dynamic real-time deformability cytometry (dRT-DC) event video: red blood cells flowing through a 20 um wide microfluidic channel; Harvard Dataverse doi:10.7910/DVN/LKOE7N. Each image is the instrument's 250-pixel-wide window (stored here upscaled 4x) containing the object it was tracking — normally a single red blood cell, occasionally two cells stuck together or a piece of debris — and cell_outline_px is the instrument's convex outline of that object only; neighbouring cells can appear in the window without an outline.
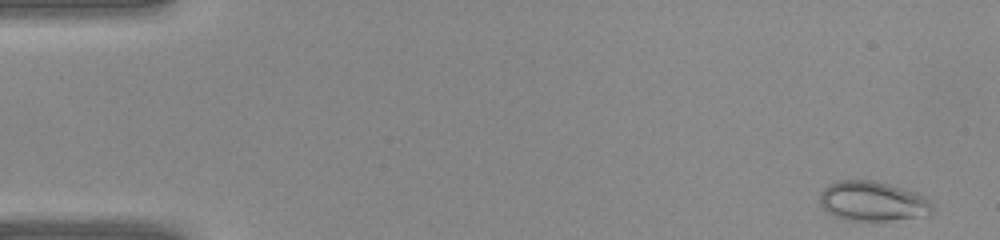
{"species": "common noctule bat (a hibernating species)", "species_latin": "Nyctalus noctula", "temperature_condition": "warm", "stored_images_in_passage": 41, "camera_frame_rate_fps": 3000, "um_per_image_px": 0.085, "animal": {"sex": "female", "body_mass_g": 22.0, "forearm_length_mm": 56.7}, "frame": {"image": 1, "passage_image": 2, "time_ms": 0.333, "image_size_px": [1000, 240], "cell_outline_px": [[936, 208], [928, 216], [892, 220], [844, 220], [820, 208], [820, 192], [828, 184], [836, 180], [872, 180], [888, 184], [916, 192], [932, 200]], "centroid_in_image_um": [74.21, 17.11], "position_along_channel_um": 10.8, "area_um2": 26.53}}
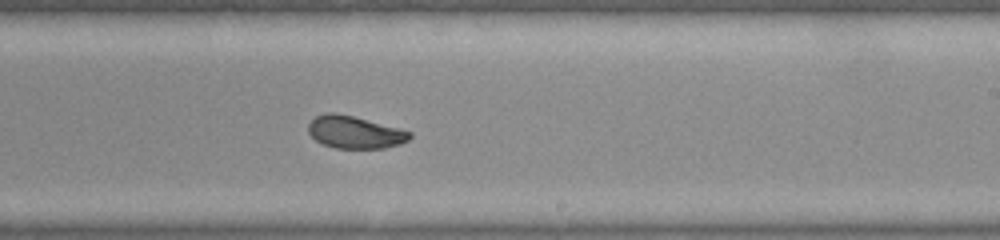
{"frame": {"image": 2, "passage_image": 25, "time_ms": 8.0, "image_size_px": [1000, 240], "cell_outline_px": [[412, 136], [408, 140], [400, 144], [384, 148], [336, 148], [324, 144], [316, 140], [308, 132], [308, 124], [316, 116], [328, 112], [336, 112], [400, 128], [412, 132]], "centroid_in_image_um": [30.17, 11.23], "position_along_channel_um": 258.8, "area_um2": 19.07}}
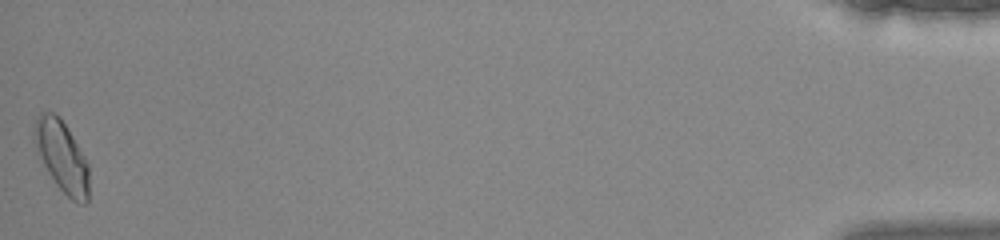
{"frame": {"image": 3, "passage_image": 41, "time_ms": 13.333, "image_size_px": [1000, 240], "cell_outline_px": [[88, 200], [84, 204], [80, 204], [72, 200], [56, 184], [48, 172], [32, 140], [36, 120], [40, 112], [52, 112], [64, 124], [72, 136], [84, 156], [88, 164]], "centroid_in_image_um": [5.25, 13.31], "position_along_channel_um": 430.0, "area_um2": 22.08}}